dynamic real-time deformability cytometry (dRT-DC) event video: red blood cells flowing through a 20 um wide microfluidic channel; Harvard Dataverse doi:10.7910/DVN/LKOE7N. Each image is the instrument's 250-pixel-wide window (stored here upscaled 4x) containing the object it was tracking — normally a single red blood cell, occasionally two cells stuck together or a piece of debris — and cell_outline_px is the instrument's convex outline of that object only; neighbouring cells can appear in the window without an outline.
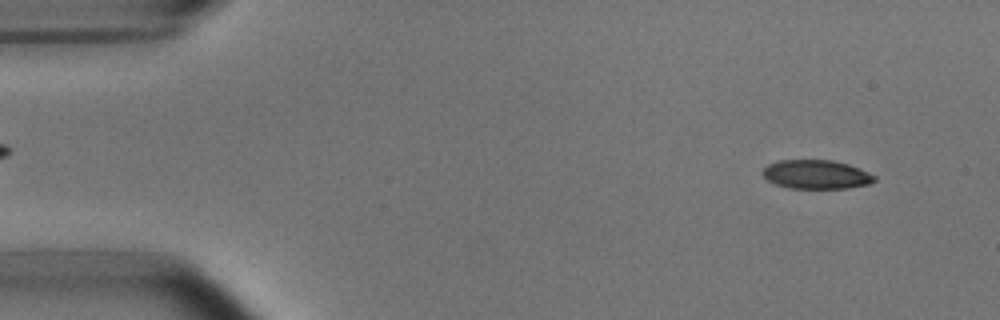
{"species": "common noctule bat (a hibernating species)", "species_latin": "Nyctalus noctula", "temperature_condition": "room temperature", "stored_images_in_passage": 52, "camera_frame_rate_fps": 3000, "um_per_image_px": 0.085, "animal": {"sex": "male", "body_mass_g": 15.6}, "frame": {"image": 1, "passage_image": 4, "time_ms": 1.0, "image_size_px": [1000, 320], "cell_outline_px": [[876, 180], [868, 184], [848, 188], [788, 188], [776, 184], [768, 180], [760, 172], [768, 164], [780, 160], [832, 160], [848, 164], [868, 172], [876, 176]], "centroid_in_image_um": [69.37, 14.82], "position_along_channel_um": 15.6, "area_um2": 18.79}}
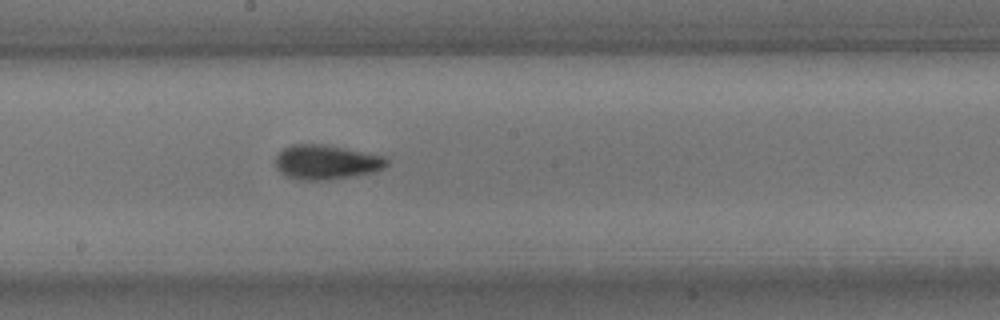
{"frame": {"image": 2, "passage_image": 28, "time_ms": 9.0, "image_size_px": [1000, 320], "cell_outline_px": [[388, 164], [384, 168], [372, 172], [352, 176], [328, 180], [300, 180], [284, 176], [276, 168], [276, 156], [284, 148], [292, 144], [324, 144], [384, 156], [388, 160]], "centroid_in_image_um": [27.71, 13.79], "position_along_channel_um": 220.5, "area_um2": 22.37}}
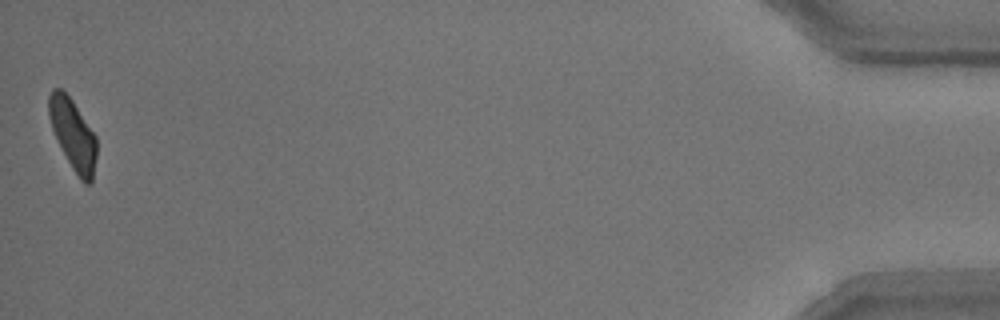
{"frame": {"image": 3, "passage_image": 52, "time_ms": 17.0, "image_size_px": [1000, 320], "cell_outline_px": [[96, 156], [92, 184], [84, 184], [80, 180], [72, 168], [52, 128], [48, 112], [48, 96], [52, 88], [60, 88], [72, 100], [96, 136]], "centroid_in_image_um": [6.21, 11.44], "position_along_channel_um": 429.0, "area_um2": 19.36}, "authors_computed_cell_mechanics": {"area_um2": 20.8658, "velocity_mm_per_s": 3.7692, "shape_relaxation_time_tau1_ms": 3.2163, "shape_relaxation_time_tau2_ms": 1.9295, "deformation_change_tau1": 0.139, "deformation_change_tau2": 0.0723}}